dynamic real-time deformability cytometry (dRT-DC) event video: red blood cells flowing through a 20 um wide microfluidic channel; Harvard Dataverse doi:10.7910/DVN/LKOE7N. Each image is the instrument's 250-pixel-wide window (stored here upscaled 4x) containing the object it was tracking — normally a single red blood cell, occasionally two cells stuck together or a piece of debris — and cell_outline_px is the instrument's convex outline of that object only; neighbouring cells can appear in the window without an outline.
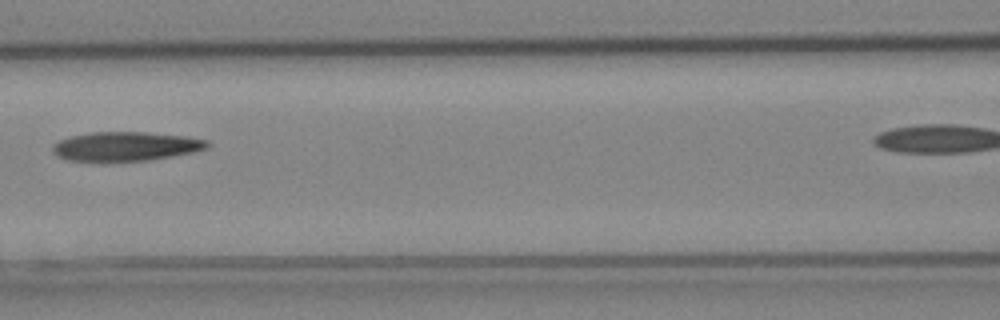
{"species": "Egyptian fruit bat (a non-hibernating species)", "species_latin": "Rousettus aegyptiacus", "temperature_condition": "cold", "stored_images_in_passage": 6, "camera_frame_rate_fps": 3000, "um_per_image_px": 0.085, "animal": {"sex": "female"}, "frame": {"image": 1, "passage_image": 4, "time_ms": 1.0, "image_size_px": [1000, 320], "cell_outline_px": [[212, 144], [208, 148], [192, 152], [172, 156], [148, 160], [104, 164], [68, 160], [60, 156], [52, 148], [60, 140], [72, 136], [92, 132], [144, 132], [184, 136], [208, 140]], "centroid_in_image_um": [10.71, 12.48], "position_along_channel_um": 155.9, "area_um2": 26.76}}